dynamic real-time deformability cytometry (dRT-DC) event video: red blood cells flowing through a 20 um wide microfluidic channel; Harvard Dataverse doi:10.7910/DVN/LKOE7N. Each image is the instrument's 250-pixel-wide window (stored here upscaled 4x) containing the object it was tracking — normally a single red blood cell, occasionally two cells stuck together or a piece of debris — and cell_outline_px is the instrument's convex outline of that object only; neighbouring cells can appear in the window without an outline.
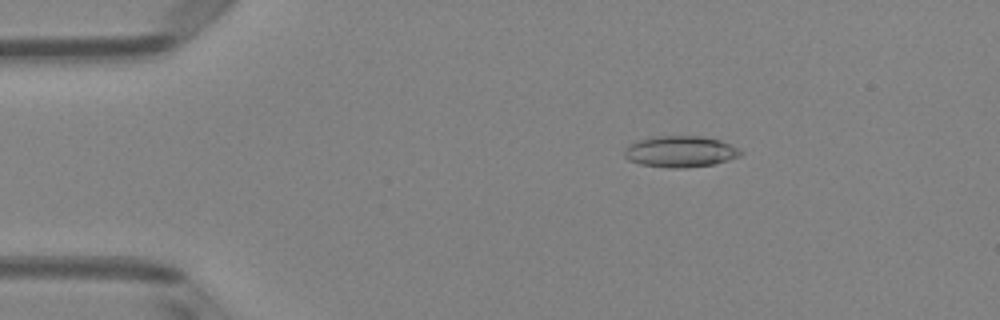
{"species": "Egyptian fruit bat (a non-hibernating species)", "species_latin": "Rousettus aegyptiacus", "temperature_condition": "room temperature", "stored_images_in_passage": 51, "camera_frame_rate_fps": 3000, "um_per_image_px": 0.085, "animal": {"sex": "female"}, "frame": {"image": 1, "passage_image": 9, "time_ms": 2.667, "image_size_px": [1000, 320], "cell_outline_px": [[744, 152], [740, 156], [728, 160], [712, 164], [688, 168], [668, 168], [640, 164], [628, 160], [624, 156], [624, 148], [628, 144], [652, 136], [700, 136], [720, 140], [740, 148]], "centroid_in_image_um": [57.82, 12.88], "position_along_channel_um": 27.2, "area_um2": 21.39}}
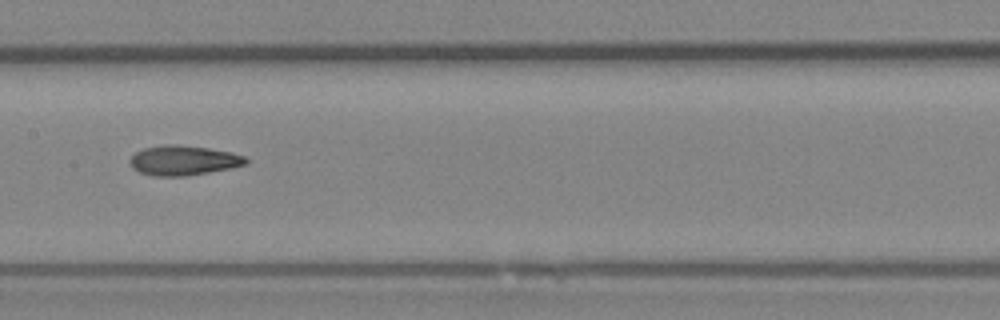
{"frame": {"image": 2, "passage_image": 26, "time_ms": 8.333, "image_size_px": [1000, 320], "cell_outline_px": [[248, 164], [232, 168], [184, 176], [152, 176], [140, 172], [132, 168], [128, 160], [136, 152], [144, 148], [164, 144], [176, 144], [208, 148], [232, 152], [244, 156], [248, 160]], "centroid_in_image_um": [15.59, 13.63], "position_along_channel_um": 191.8, "area_um2": 20.23}}
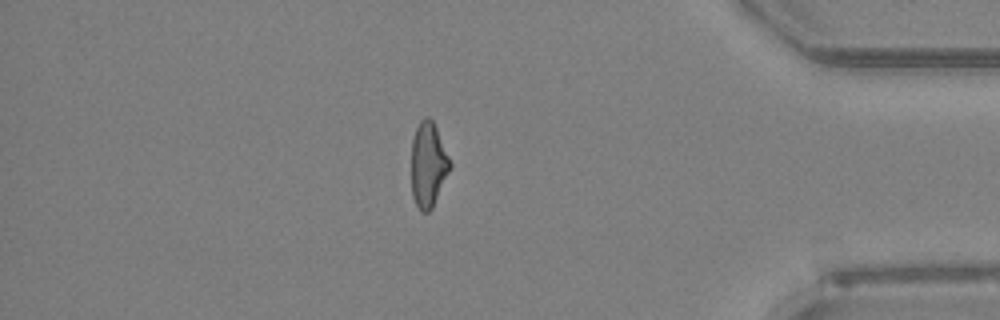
{"frame": {"image": 3, "passage_image": 44, "time_ms": 14.333, "image_size_px": [1000, 320], "cell_outline_px": [[452, 164], [432, 208], [428, 212], [420, 212], [412, 196], [412, 140], [416, 128], [420, 120], [424, 116], [428, 116], [432, 120], [436, 128]], "centroid_in_image_um": [36.39, 13.99], "position_along_channel_um": 398.8, "area_um2": 18.9}, "authors_computed_cell_mechanics": {"area_um2": 20.23, "velocity_mm_per_s": 4.0106, "shape_relaxation_time_tau1_ms": null, "shape_relaxation_time_tau2_ms": 3.6514, "deformation_change_tau1": null, "deformation_change_tau2": 0.1288}}